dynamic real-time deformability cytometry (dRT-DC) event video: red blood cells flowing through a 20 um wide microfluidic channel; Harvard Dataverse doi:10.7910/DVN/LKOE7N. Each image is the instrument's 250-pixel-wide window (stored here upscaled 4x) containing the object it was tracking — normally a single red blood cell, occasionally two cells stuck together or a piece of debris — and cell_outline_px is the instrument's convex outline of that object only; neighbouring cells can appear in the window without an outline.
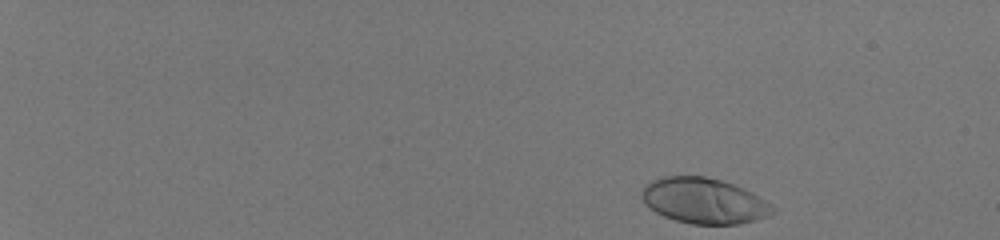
{"species": "human", "species_latin": "Homo sapiens", "temperature_condition": "room temperature", "stored_images_in_passage": 47, "camera_frame_rate_fps": 3000, "um_per_image_px": 0.085, "donor": {"sex": "male"}, "frame": {"image": 1, "passage_image": 1, "time_ms": 0.0, "image_size_px": [1000, 240], "cell_outline_px": [[776, 212], [768, 216], [756, 220], [740, 224], [692, 224], [676, 220], [664, 216], [656, 212], [644, 200], [644, 188], [652, 180], [664, 176], [704, 176], [720, 180], [732, 184], [752, 192], [772, 204], [776, 208]], "centroid_in_image_um": [59.92, 17.08], "position_along_channel_um": 25.1, "area_um2": 34.39}}
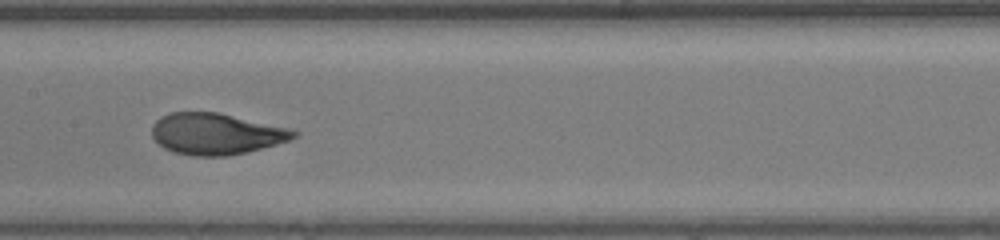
{"frame": {"image": 2, "passage_image": 26, "time_ms": 8.333, "image_size_px": [1000, 240], "cell_outline_px": [[300, 132], [296, 136], [288, 140], [276, 144], [248, 152], [228, 156], [192, 156], [172, 152], [164, 148], [152, 136], [152, 124], [160, 116], [172, 112], [220, 112], [288, 128]], "centroid_in_image_um": [18.34, 11.38], "position_along_channel_um": 189.1, "area_um2": 34.28}}
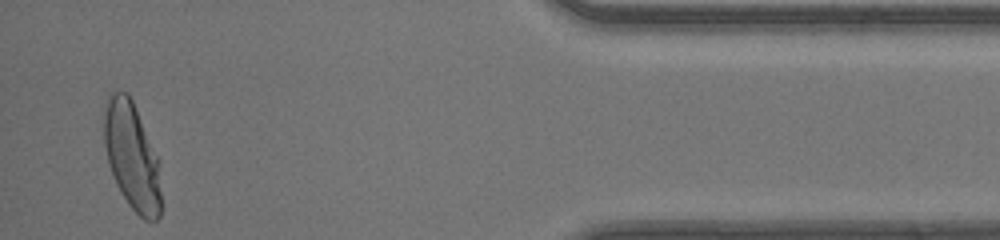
{"frame": {"image": 3, "passage_image": 46, "time_ms": 15.0, "image_size_px": [1000, 240], "cell_outline_px": [[160, 216], [156, 220], [144, 220], [128, 204], [120, 192], [116, 184], [108, 164], [104, 144], [104, 112], [108, 96], [112, 92], [128, 92], [132, 100], [160, 160]], "centroid_in_image_um": [11.22, 13.28], "position_along_channel_um": 424.0, "area_um2": 35.84}, "authors_computed_cell_mechanics": {"area_um2": 34.2176, "velocity_mm_per_s": 4.1542, "shape_relaxation_time_tau1_ms": 3.7633, "shape_relaxation_time_tau2_ms": null, "deformation_change_tau1": 0.2089, "deformation_change_tau2": null}}